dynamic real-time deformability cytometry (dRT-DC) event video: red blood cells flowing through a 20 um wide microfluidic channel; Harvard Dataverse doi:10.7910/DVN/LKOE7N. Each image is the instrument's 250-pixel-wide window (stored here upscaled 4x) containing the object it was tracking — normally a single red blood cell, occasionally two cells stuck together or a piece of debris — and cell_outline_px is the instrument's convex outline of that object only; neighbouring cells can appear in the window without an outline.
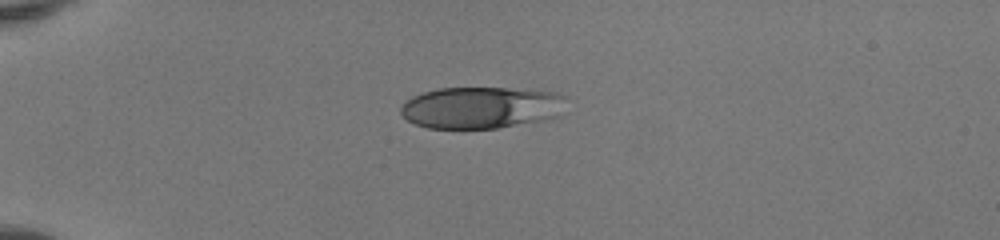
{"species": "human", "species_latin": "Homo sapiens", "temperature_condition": "room temperature", "stored_images_in_passage": 37, "camera_frame_rate_fps": 3000, "um_per_image_px": 0.085, "donor": {"sex": "female"}, "frame": {"image": 1, "passage_image": 1, "time_ms": 0.0, "image_size_px": [1000, 240], "cell_outline_px": [[568, 112], [560, 116], [496, 128], [428, 128], [416, 124], [408, 120], [400, 112], [400, 104], [412, 96], [424, 92], [440, 88], [508, 88], [556, 92], [568, 96]], "centroid_in_image_um": [40.98, 9.13], "position_along_channel_um": 44.0, "area_um2": 40.75}}
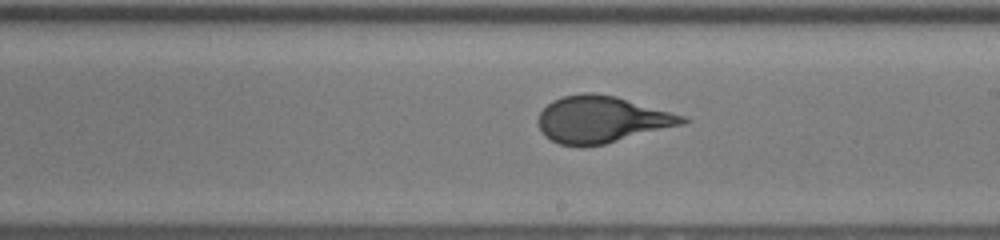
{"frame": {"image": 2, "passage_image": 18, "time_ms": 5.667, "image_size_px": [1000, 240], "cell_outline_px": [[688, 120], [684, 124], [604, 144], [584, 148], [580, 148], [560, 144], [544, 136], [536, 120], [540, 112], [552, 100], [564, 96], [584, 92], [592, 92], [616, 96], [684, 116]], "centroid_in_image_um": [51.09, 10.17], "position_along_channel_um": 237.9, "area_um2": 39.3}}
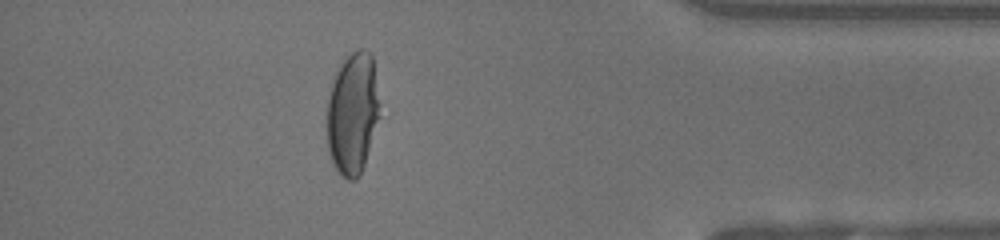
{"frame": {"image": 3, "passage_image": 32, "time_ms": 10.333, "image_size_px": [1000, 240], "cell_outline_px": [[388, 116], [356, 180], [348, 180], [332, 164], [328, 152], [328, 100], [332, 84], [336, 72], [340, 64], [352, 52], [360, 48], [364, 48], [372, 56]], "centroid_in_image_um": [30.14, 9.64], "position_along_channel_um": 405.1, "area_um2": 39.94}, "authors_computed_cell_mechanics": {"area_um2": 39.5352, "velocity_mm_per_s": 4.1735, "shape_relaxation_time_tau1_ms": 6.9933, "shape_relaxation_time_tau2_ms": null, "deformation_change_tau1": 0.2561, "deformation_change_tau2": null}}